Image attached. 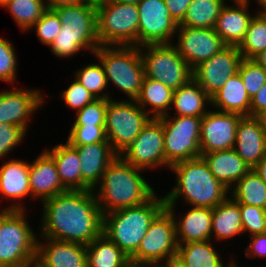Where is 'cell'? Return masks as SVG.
I'll return each mask as SVG.
<instances>
[{
	"mask_svg": "<svg viewBox=\"0 0 266 267\" xmlns=\"http://www.w3.org/2000/svg\"><path fill=\"white\" fill-rule=\"evenodd\" d=\"M41 205L38 238L87 246L102 234L103 214L93 190H67Z\"/></svg>",
	"mask_w": 266,
	"mask_h": 267,
	"instance_id": "obj_1",
	"label": "cell"
},
{
	"mask_svg": "<svg viewBox=\"0 0 266 267\" xmlns=\"http://www.w3.org/2000/svg\"><path fill=\"white\" fill-rule=\"evenodd\" d=\"M143 172L119 155L108 165L93 190L102 214L140 205L157 192Z\"/></svg>",
	"mask_w": 266,
	"mask_h": 267,
	"instance_id": "obj_2",
	"label": "cell"
},
{
	"mask_svg": "<svg viewBox=\"0 0 266 267\" xmlns=\"http://www.w3.org/2000/svg\"><path fill=\"white\" fill-rule=\"evenodd\" d=\"M175 185L164 195L166 205L184 204L214 208L230 196V190L220 183L202 157L184 160L170 166Z\"/></svg>",
	"mask_w": 266,
	"mask_h": 267,
	"instance_id": "obj_3",
	"label": "cell"
},
{
	"mask_svg": "<svg viewBox=\"0 0 266 267\" xmlns=\"http://www.w3.org/2000/svg\"><path fill=\"white\" fill-rule=\"evenodd\" d=\"M62 27L51 44L50 52L58 59H68L86 51L93 55L100 46L97 36L96 2L87 1L53 9Z\"/></svg>",
	"mask_w": 266,
	"mask_h": 267,
	"instance_id": "obj_4",
	"label": "cell"
},
{
	"mask_svg": "<svg viewBox=\"0 0 266 267\" xmlns=\"http://www.w3.org/2000/svg\"><path fill=\"white\" fill-rule=\"evenodd\" d=\"M156 192L148 201L103 214L104 234L128 257L137 250L155 217L166 207L164 196Z\"/></svg>",
	"mask_w": 266,
	"mask_h": 267,
	"instance_id": "obj_5",
	"label": "cell"
},
{
	"mask_svg": "<svg viewBox=\"0 0 266 267\" xmlns=\"http://www.w3.org/2000/svg\"><path fill=\"white\" fill-rule=\"evenodd\" d=\"M104 68L108 86H113L135 100L141 91L145 76L138 46L100 45L93 53Z\"/></svg>",
	"mask_w": 266,
	"mask_h": 267,
	"instance_id": "obj_6",
	"label": "cell"
},
{
	"mask_svg": "<svg viewBox=\"0 0 266 267\" xmlns=\"http://www.w3.org/2000/svg\"><path fill=\"white\" fill-rule=\"evenodd\" d=\"M28 214V209L9 210L0 219V267H21L36 257L38 232Z\"/></svg>",
	"mask_w": 266,
	"mask_h": 267,
	"instance_id": "obj_7",
	"label": "cell"
},
{
	"mask_svg": "<svg viewBox=\"0 0 266 267\" xmlns=\"http://www.w3.org/2000/svg\"><path fill=\"white\" fill-rule=\"evenodd\" d=\"M96 9L97 36L100 45L139 47L137 5L101 0L96 2Z\"/></svg>",
	"mask_w": 266,
	"mask_h": 267,
	"instance_id": "obj_8",
	"label": "cell"
},
{
	"mask_svg": "<svg viewBox=\"0 0 266 267\" xmlns=\"http://www.w3.org/2000/svg\"><path fill=\"white\" fill-rule=\"evenodd\" d=\"M151 119L136 100L108 99L105 132L112 149L119 155Z\"/></svg>",
	"mask_w": 266,
	"mask_h": 267,
	"instance_id": "obj_9",
	"label": "cell"
},
{
	"mask_svg": "<svg viewBox=\"0 0 266 267\" xmlns=\"http://www.w3.org/2000/svg\"><path fill=\"white\" fill-rule=\"evenodd\" d=\"M145 77L162 82L172 90L187 84L192 78V68L170 44H148L140 46Z\"/></svg>",
	"mask_w": 266,
	"mask_h": 267,
	"instance_id": "obj_10",
	"label": "cell"
},
{
	"mask_svg": "<svg viewBox=\"0 0 266 267\" xmlns=\"http://www.w3.org/2000/svg\"><path fill=\"white\" fill-rule=\"evenodd\" d=\"M158 119L163 125L165 161L169 166L201 157L202 117L165 115Z\"/></svg>",
	"mask_w": 266,
	"mask_h": 267,
	"instance_id": "obj_11",
	"label": "cell"
},
{
	"mask_svg": "<svg viewBox=\"0 0 266 267\" xmlns=\"http://www.w3.org/2000/svg\"><path fill=\"white\" fill-rule=\"evenodd\" d=\"M177 249L176 224L172 214L165 207L150 224L130 261L160 265L175 259Z\"/></svg>",
	"mask_w": 266,
	"mask_h": 267,
	"instance_id": "obj_12",
	"label": "cell"
},
{
	"mask_svg": "<svg viewBox=\"0 0 266 267\" xmlns=\"http://www.w3.org/2000/svg\"><path fill=\"white\" fill-rule=\"evenodd\" d=\"M119 156L127 163L145 171L170 166L165 161L163 125L152 118L133 142Z\"/></svg>",
	"mask_w": 266,
	"mask_h": 267,
	"instance_id": "obj_13",
	"label": "cell"
},
{
	"mask_svg": "<svg viewBox=\"0 0 266 267\" xmlns=\"http://www.w3.org/2000/svg\"><path fill=\"white\" fill-rule=\"evenodd\" d=\"M45 104L47 102L44 91L36 87L23 89L13 85L11 89L0 90V123L20 126L29 133L32 115L40 111Z\"/></svg>",
	"mask_w": 266,
	"mask_h": 267,
	"instance_id": "obj_14",
	"label": "cell"
},
{
	"mask_svg": "<svg viewBox=\"0 0 266 267\" xmlns=\"http://www.w3.org/2000/svg\"><path fill=\"white\" fill-rule=\"evenodd\" d=\"M137 8L139 47L148 44L173 43L178 24L170 16L164 0H141Z\"/></svg>",
	"mask_w": 266,
	"mask_h": 267,
	"instance_id": "obj_15",
	"label": "cell"
},
{
	"mask_svg": "<svg viewBox=\"0 0 266 267\" xmlns=\"http://www.w3.org/2000/svg\"><path fill=\"white\" fill-rule=\"evenodd\" d=\"M243 57L237 46H226L192 69L193 79L211 98L239 71Z\"/></svg>",
	"mask_w": 266,
	"mask_h": 267,
	"instance_id": "obj_16",
	"label": "cell"
},
{
	"mask_svg": "<svg viewBox=\"0 0 266 267\" xmlns=\"http://www.w3.org/2000/svg\"><path fill=\"white\" fill-rule=\"evenodd\" d=\"M175 37L172 44L192 69L227 46L214 28L178 25Z\"/></svg>",
	"mask_w": 266,
	"mask_h": 267,
	"instance_id": "obj_17",
	"label": "cell"
},
{
	"mask_svg": "<svg viewBox=\"0 0 266 267\" xmlns=\"http://www.w3.org/2000/svg\"><path fill=\"white\" fill-rule=\"evenodd\" d=\"M241 117L237 113L219 112L210 108L201 121V154L232 149Z\"/></svg>",
	"mask_w": 266,
	"mask_h": 267,
	"instance_id": "obj_18",
	"label": "cell"
},
{
	"mask_svg": "<svg viewBox=\"0 0 266 267\" xmlns=\"http://www.w3.org/2000/svg\"><path fill=\"white\" fill-rule=\"evenodd\" d=\"M29 161L30 159L26 161L21 158H10L0 165V201L4 198L5 202L10 201L6 207L9 210H27V205H24L25 201L29 197L31 198L29 201L32 200Z\"/></svg>",
	"mask_w": 266,
	"mask_h": 267,
	"instance_id": "obj_19",
	"label": "cell"
},
{
	"mask_svg": "<svg viewBox=\"0 0 266 267\" xmlns=\"http://www.w3.org/2000/svg\"><path fill=\"white\" fill-rule=\"evenodd\" d=\"M71 146L79 153L81 190H94L100 183L103 172L118 154L112 149L109 142Z\"/></svg>",
	"mask_w": 266,
	"mask_h": 267,
	"instance_id": "obj_20",
	"label": "cell"
},
{
	"mask_svg": "<svg viewBox=\"0 0 266 267\" xmlns=\"http://www.w3.org/2000/svg\"><path fill=\"white\" fill-rule=\"evenodd\" d=\"M176 207V205H166L176 224L178 245L211 240L213 208L186 206L189 209L184 214L178 215Z\"/></svg>",
	"mask_w": 266,
	"mask_h": 267,
	"instance_id": "obj_21",
	"label": "cell"
},
{
	"mask_svg": "<svg viewBox=\"0 0 266 267\" xmlns=\"http://www.w3.org/2000/svg\"><path fill=\"white\" fill-rule=\"evenodd\" d=\"M36 258L45 267H87L86 245L37 238Z\"/></svg>",
	"mask_w": 266,
	"mask_h": 267,
	"instance_id": "obj_22",
	"label": "cell"
},
{
	"mask_svg": "<svg viewBox=\"0 0 266 267\" xmlns=\"http://www.w3.org/2000/svg\"><path fill=\"white\" fill-rule=\"evenodd\" d=\"M29 181L33 201L43 202L67 191L60 182L53 157L44 149L30 161Z\"/></svg>",
	"mask_w": 266,
	"mask_h": 267,
	"instance_id": "obj_23",
	"label": "cell"
},
{
	"mask_svg": "<svg viewBox=\"0 0 266 267\" xmlns=\"http://www.w3.org/2000/svg\"><path fill=\"white\" fill-rule=\"evenodd\" d=\"M232 3H226L215 25V31L227 46H239L243 41L249 23L257 13L250 11L249 4L242 0H230Z\"/></svg>",
	"mask_w": 266,
	"mask_h": 267,
	"instance_id": "obj_24",
	"label": "cell"
},
{
	"mask_svg": "<svg viewBox=\"0 0 266 267\" xmlns=\"http://www.w3.org/2000/svg\"><path fill=\"white\" fill-rule=\"evenodd\" d=\"M233 149L251 168L266 156V139L255 116H242Z\"/></svg>",
	"mask_w": 266,
	"mask_h": 267,
	"instance_id": "obj_25",
	"label": "cell"
},
{
	"mask_svg": "<svg viewBox=\"0 0 266 267\" xmlns=\"http://www.w3.org/2000/svg\"><path fill=\"white\" fill-rule=\"evenodd\" d=\"M214 177L229 190L252 168L232 148L201 154Z\"/></svg>",
	"mask_w": 266,
	"mask_h": 267,
	"instance_id": "obj_26",
	"label": "cell"
},
{
	"mask_svg": "<svg viewBox=\"0 0 266 267\" xmlns=\"http://www.w3.org/2000/svg\"><path fill=\"white\" fill-rule=\"evenodd\" d=\"M214 243L205 240L180 244L175 259L184 267H234L236 257L228 259L227 264L224 263L222 254Z\"/></svg>",
	"mask_w": 266,
	"mask_h": 267,
	"instance_id": "obj_27",
	"label": "cell"
},
{
	"mask_svg": "<svg viewBox=\"0 0 266 267\" xmlns=\"http://www.w3.org/2000/svg\"><path fill=\"white\" fill-rule=\"evenodd\" d=\"M250 106L251 98L239 73L229 78L223 87L211 97V108L219 112L250 116Z\"/></svg>",
	"mask_w": 266,
	"mask_h": 267,
	"instance_id": "obj_28",
	"label": "cell"
},
{
	"mask_svg": "<svg viewBox=\"0 0 266 267\" xmlns=\"http://www.w3.org/2000/svg\"><path fill=\"white\" fill-rule=\"evenodd\" d=\"M210 106L211 98L192 78L187 84L174 90L171 110L167 115L203 117ZM172 109L175 110L174 114Z\"/></svg>",
	"mask_w": 266,
	"mask_h": 267,
	"instance_id": "obj_29",
	"label": "cell"
},
{
	"mask_svg": "<svg viewBox=\"0 0 266 267\" xmlns=\"http://www.w3.org/2000/svg\"><path fill=\"white\" fill-rule=\"evenodd\" d=\"M243 235L239 204L230 196L213 208L211 240L221 244ZM214 238V239H213ZM216 240V241H215Z\"/></svg>",
	"mask_w": 266,
	"mask_h": 267,
	"instance_id": "obj_30",
	"label": "cell"
},
{
	"mask_svg": "<svg viewBox=\"0 0 266 267\" xmlns=\"http://www.w3.org/2000/svg\"><path fill=\"white\" fill-rule=\"evenodd\" d=\"M45 150L53 157L58 176L63 187L68 190H81V162L78 151L67 141L60 142Z\"/></svg>",
	"mask_w": 266,
	"mask_h": 267,
	"instance_id": "obj_31",
	"label": "cell"
},
{
	"mask_svg": "<svg viewBox=\"0 0 266 267\" xmlns=\"http://www.w3.org/2000/svg\"><path fill=\"white\" fill-rule=\"evenodd\" d=\"M173 92L162 82L144 76L140 94L135 100L151 118L158 119L170 112Z\"/></svg>",
	"mask_w": 266,
	"mask_h": 267,
	"instance_id": "obj_32",
	"label": "cell"
},
{
	"mask_svg": "<svg viewBox=\"0 0 266 267\" xmlns=\"http://www.w3.org/2000/svg\"><path fill=\"white\" fill-rule=\"evenodd\" d=\"M87 267H127L128 257L114 242L104 234L86 246Z\"/></svg>",
	"mask_w": 266,
	"mask_h": 267,
	"instance_id": "obj_33",
	"label": "cell"
},
{
	"mask_svg": "<svg viewBox=\"0 0 266 267\" xmlns=\"http://www.w3.org/2000/svg\"><path fill=\"white\" fill-rule=\"evenodd\" d=\"M229 0H192L179 26L215 28L223 6Z\"/></svg>",
	"mask_w": 266,
	"mask_h": 267,
	"instance_id": "obj_34",
	"label": "cell"
},
{
	"mask_svg": "<svg viewBox=\"0 0 266 267\" xmlns=\"http://www.w3.org/2000/svg\"><path fill=\"white\" fill-rule=\"evenodd\" d=\"M230 197L237 203L266 209V184L251 169L230 189Z\"/></svg>",
	"mask_w": 266,
	"mask_h": 267,
	"instance_id": "obj_35",
	"label": "cell"
},
{
	"mask_svg": "<svg viewBox=\"0 0 266 267\" xmlns=\"http://www.w3.org/2000/svg\"><path fill=\"white\" fill-rule=\"evenodd\" d=\"M1 8L9 10L20 32H27L48 9L45 0H9Z\"/></svg>",
	"mask_w": 266,
	"mask_h": 267,
	"instance_id": "obj_36",
	"label": "cell"
},
{
	"mask_svg": "<svg viewBox=\"0 0 266 267\" xmlns=\"http://www.w3.org/2000/svg\"><path fill=\"white\" fill-rule=\"evenodd\" d=\"M73 76L96 99H115L111 95L110 90L108 91L107 78L99 60L97 62H90V64L87 63L82 68L76 69Z\"/></svg>",
	"mask_w": 266,
	"mask_h": 267,
	"instance_id": "obj_37",
	"label": "cell"
},
{
	"mask_svg": "<svg viewBox=\"0 0 266 267\" xmlns=\"http://www.w3.org/2000/svg\"><path fill=\"white\" fill-rule=\"evenodd\" d=\"M238 49L243 59H253L266 50V12H257L253 16Z\"/></svg>",
	"mask_w": 266,
	"mask_h": 267,
	"instance_id": "obj_38",
	"label": "cell"
},
{
	"mask_svg": "<svg viewBox=\"0 0 266 267\" xmlns=\"http://www.w3.org/2000/svg\"><path fill=\"white\" fill-rule=\"evenodd\" d=\"M13 42L0 36V81L16 85L18 59Z\"/></svg>",
	"mask_w": 266,
	"mask_h": 267,
	"instance_id": "obj_39",
	"label": "cell"
},
{
	"mask_svg": "<svg viewBox=\"0 0 266 267\" xmlns=\"http://www.w3.org/2000/svg\"><path fill=\"white\" fill-rule=\"evenodd\" d=\"M61 27L58 14L53 9H47L27 32L34 29L38 40L49 48L59 34Z\"/></svg>",
	"mask_w": 266,
	"mask_h": 267,
	"instance_id": "obj_40",
	"label": "cell"
},
{
	"mask_svg": "<svg viewBox=\"0 0 266 267\" xmlns=\"http://www.w3.org/2000/svg\"><path fill=\"white\" fill-rule=\"evenodd\" d=\"M238 73L250 98L266 82V69L258 65L253 59H243Z\"/></svg>",
	"mask_w": 266,
	"mask_h": 267,
	"instance_id": "obj_41",
	"label": "cell"
},
{
	"mask_svg": "<svg viewBox=\"0 0 266 267\" xmlns=\"http://www.w3.org/2000/svg\"><path fill=\"white\" fill-rule=\"evenodd\" d=\"M239 204L243 234L249 236L266 233V209L258 206Z\"/></svg>",
	"mask_w": 266,
	"mask_h": 267,
	"instance_id": "obj_42",
	"label": "cell"
},
{
	"mask_svg": "<svg viewBox=\"0 0 266 267\" xmlns=\"http://www.w3.org/2000/svg\"><path fill=\"white\" fill-rule=\"evenodd\" d=\"M108 99H95L77 111L72 125L105 126Z\"/></svg>",
	"mask_w": 266,
	"mask_h": 267,
	"instance_id": "obj_43",
	"label": "cell"
},
{
	"mask_svg": "<svg viewBox=\"0 0 266 267\" xmlns=\"http://www.w3.org/2000/svg\"><path fill=\"white\" fill-rule=\"evenodd\" d=\"M66 141L70 145H88L108 142L105 126L71 125Z\"/></svg>",
	"mask_w": 266,
	"mask_h": 267,
	"instance_id": "obj_44",
	"label": "cell"
},
{
	"mask_svg": "<svg viewBox=\"0 0 266 267\" xmlns=\"http://www.w3.org/2000/svg\"><path fill=\"white\" fill-rule=\"evenodd\" d=\"M74 80L66 87L59 95L62 98L64 106L70 108V110L79 111L87 104L93 102L96 98L89 92L78 80Z\"/></svg>",
	"mask_w": 266,
	"mask_h": 267,
	"instance_id": "obj_45",
	"label": "cell"
},
{
	"mask_svg": "<svg viewBox=\"0 0 266 267\" xmlns=\"http://www.w3.org/2000/svg\"><path fill=\"white\" fill-rule=\"evenodd\" d=\"M27 135L28 133L20 126L0 123V160L4 161L9 154H12L10 152H14L13 150L24 142Z\"/></svg>",
	"mask_w": 266,
	"mask_h": 267,
	"instance_id": "obj_46",
	"label": "cell"
},
{
	"mask_svg": "<svg viewBox=\"0 0 266 267\" xmlns=\"http://www.w3.org/2000/svg\"><path fill=\"white\" fill-rule=\"evenodd\" d=\"M249 243L245 246V255L249 259H266V233L248 236Z\"/></svg>",
	"mask_w": 266,
	"mask_h": 267,
	"instance_id": "obj_47",
	"label": "cell"
},
{
	"mask_svg": "<svg viewBox=\"0 0 266 267\" xmlns=\"http://www.w3.org/2000/svg\"><path fill=\"white\" fill-rule=\"evenodd\" d=\"M170 16L179 24L187 12L192 0H164Z\"/></svg>",
	"mask_w": 266,
	"mask_h": 267,
	"instance_id": "obj_48",
	"label": "cell"
},
{
	"mask_svg": "<svg viewBox=\"0 0 266 267\" xmlns=\"http://www.w3.org/2000/svg\"><path fill=\"white\" fill-rule=\"evenodd\" d=\"M264 111H266V82L251 97L250 116H256Z\"/></svg>",
	"mask_w": 266,
	"mask_h": 267,
	"instance_id": "obj_49",
	"label": "cell"
},
{
	"mask_svg": "<svg viewBox=\"0 0 266 267\" xmlns=\"http://www.w3.org/2000/svg\"><path fill=\"white\" fill-rule=\"evenodd\" d=\"M89 0H45L48 9H55L56 7L75 5Z\"/></svg>",
	"mask_w": 266,
	"mask_h": 267,
	"instance_id": "obj_50",
	"label": "cell"
},
{
	"mask_svg": "<svg viewBox=\"0 0 266 267\" xmlns=\"http://www.w3.org/2000/svg\"><path fill=\"white\" fill-rule=\"evenodd\" d=\"M252 170L261 178V180L266 184V156L262 159L260 163H257Z\"/></svg>",
	"mask_w": 266,
	"mask_h": 267,
	"instance_id": "obj_51",
	"label": "cell"
},
{
	"mask_svg": "<svg viewBox=\"0 0 266 267\" xmlns=\"http://www.w3.org/2000/svg\"><path fill=\"white\" fill-rule=\"evenodd\" d=\"M255 117L258 119L260 126H261V130H262V132L265 136V139H266V111L259 113Z\"/></svg>",
	"mask_w": 266,
	"mask_h": 267,
	"instance_id": "obj_52",
	"label": "cell"
},
{
	"mask_svg": "<svg viewBox=\"0 0 266 267\" xmlns=\"http://www.w3.org/2000/svg\"><path fill=\"white\" fill-rule=\"evenodd\" d=\"M253 60L260 66L266 69V50L256 55Z\"/></svg>",
	"mask_w": 266,
	"mask_h": 267,
	"instance_id": "obj_53",
	"label": "cell"
},
{
	"mask_svg": "<svg viewBox=\"0 0 266 267\" xmlns=\"http://www.w3.org/2000/svg\"><path fill=\"white\" fill-rule=\"evenodd\" d=\"M242 1L246 2L249 5L251 4V1L253 2V0H242ZM255 3L256 4L258 3L257 6H259L256 8L257 12H266V0H256Z\"/></svg>",
	"mask_w": 266,
	"mask_h": 267,
	"instance_id": "obj_54",
	"label": "cell"
},
{
	"mask_svg": "<svg viewBox=\"0 0 266 267\" xmlns=\"http://www.w3.org/2000/svg\"><path fill=\"white\" fill-rule=\"evenodd\" d=\"M21 267H45L36 257L24 263Z\"/></svg>",
	"mask_w": 266,
	"mask_h": 267,
	"instance_id": "obj_55",
	"label": "cell"
},
{
	"mask_svg": "<svg viewBox=\"0 0 266 267\" xmlns=\"http://www.w3.org/2000/svg\"><path fill=\"white\" fill-rule=\"evenodd\" d=\"M127 267H160V265L155 263H135L130 261Z\"/></svg>",
	"mask_w": 266,
	"mask_h": 267,
	"instance_id": "obj_56",
	"label": "cell"
},
{
	"mask_svg": "<svg viewBox=\"0 0 266 267\" xmlns=\"http://www.w3.org/2000/svg\"><path fill=\"white\" fill-rule=\"evenodd\" d=\"M160 267H184V266L176 259H171L167 262L160 264Z\"/></svg>",
	"mask_w": 266,
	"mask_h": 267,
	"instance_id": "obj_57",
	"label": "cell"
},
{
	"mask_svg": "<svg viewBox=\"0 0 266 267\" xmlns=\"http://www.w3.org/2000/svg\"><path fill=\"white\" fill-rule=\"evenodd\" d=\"M114 1L124 3V4L137 5L141 0H114Z\"/></svg>",
	"mask_w": 266,
	"mask_h": 267,
	"instance_id": "obj_58",
	"label": "cell"
},
{
	"mask_svg": "<svg viewBox=\"0 0 266 267\" xmlns=\"http://www.w3.org/2000/svg\"><path fill=\"white\" fill-rule=\"evenodd\" d=\"M9 211V209L5 207L0 208V219Z\"/></svg>",
	"mask_w": 266,
	"mask_h": 267,
	"instance_id": "obj_59",
	"label": "cell"
},
{
	"mask_svg": "<svg viewBox=\"0 0 266 267\" xmlns=\"http://www.w3.org/2000/svg\"><path fill=\"white\" fill-rule=\"evenodd\" d=\"M242 265L240 264V267H241ZM234 267H239L238 266V261L237 260H234ZM242 267H244V265L242 266ZM246 267H248V266H246ZM251 267V266H250ZM254 267H257V266H254ZM258 267H266V265H263V266H258Z\"/></svg>",
	"mask_w": 266,
	"mask_h": 267,
	"instance_id": "obj_60",
	"label": "cell"
},
{
	"mask_svg": "<svg viewBox=\"0 0 266 267\" xmlns=\"http://www.w3.org/2000/svg\"><path fill=\"white\" fill-rule=\"evenodd\" d=\"M9 0H0V7H2Z\"/></svg>",
	"mask_w": 266,
	"mask_h": 267,
	"instance_id": "obj_61",
	"label": "cell"
},
{
	"mask_svg": "<svg viewBox=\"0 0 266 267\" xmlns=\"http://www.w3.org/2000/svg\"><path fill=\"white\" fill-rule=\"evenodd\" d=\"M89 1L98 2V1H101V0H89Z\"/></svg>",
	"mask_w": 266,
	"mask_h": 267,
	"instance_id": "obj_62",
	"label": "cell"
}]
</instances>
